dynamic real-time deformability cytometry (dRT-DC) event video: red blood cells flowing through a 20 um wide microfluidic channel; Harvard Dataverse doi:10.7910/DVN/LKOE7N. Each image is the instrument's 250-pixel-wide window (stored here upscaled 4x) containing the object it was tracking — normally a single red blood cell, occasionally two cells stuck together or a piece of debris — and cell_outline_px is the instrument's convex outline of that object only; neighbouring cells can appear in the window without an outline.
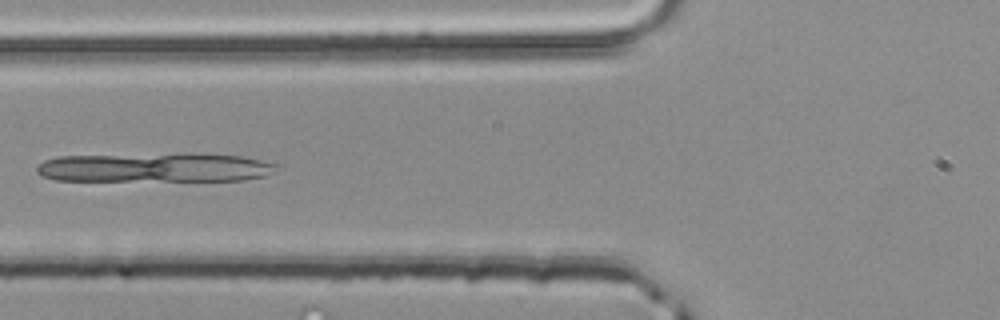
{"species": "common noctule bat (a hibernating species)", "species_latin": "Nyctalus noctula", "temperature_condition": "room temperature", "stored_images_in_passage": 4, "camera_frame_rate_fps": 3000, "um_per_image_px": 0.085, "animal": {"sex": "male", "body_mass_g": 20.4}, "frame": {"image": 1, "passage_image": 4, "time_ms": 1.0, "image_size_px": [1000, 320], "cell_outline_px": [[284, 164], [268, 176], [244, 180], [56, 180], [40, 176], [36, 172], [36, 168], [44, 160], [60, 156], [184, 152], [192, 152], [240, 156]], "centroid_in_image_um": [13.25, 14.21], "position_along_channel_um": 112.5, "area_um2": 41.85}}